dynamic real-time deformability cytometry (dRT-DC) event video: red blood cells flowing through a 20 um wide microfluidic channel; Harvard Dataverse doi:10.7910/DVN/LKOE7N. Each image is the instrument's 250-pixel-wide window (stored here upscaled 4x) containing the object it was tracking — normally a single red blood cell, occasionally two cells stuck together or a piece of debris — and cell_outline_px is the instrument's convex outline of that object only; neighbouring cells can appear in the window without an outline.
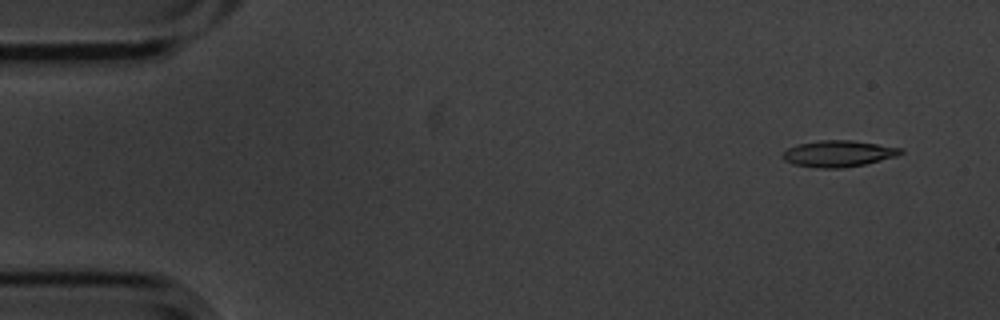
{"species": "common noctule bat (a hibernating species)", "species_latin": "Nyctalus noctula", "temperature_condition": "cold", "stored_images_in_passage": 9, "camera_frame_rate_fps": 3000, "um_per_image_px": 0.085, "animal": {"sex": "male", "body_mass_g": 20.1, "forearm_length_mm": 53.5}, "frame": {"image": 1, "passage_image": 1, "time_ms": 0.0, "image_size_px": [1000, 320], "cell_outline_px": [[904, 152], [896, 156], [864, 164], [840, 168], [816, 168], [792, 164], [784, 160], [780, 156], [788, 148], [796, 144], [820, 140], [852, 140], [904, 148]], "centroid_in_image_um": [71.23, 13.05], "position_along_channel_um": 13.8, "area_um2": 18.21}}
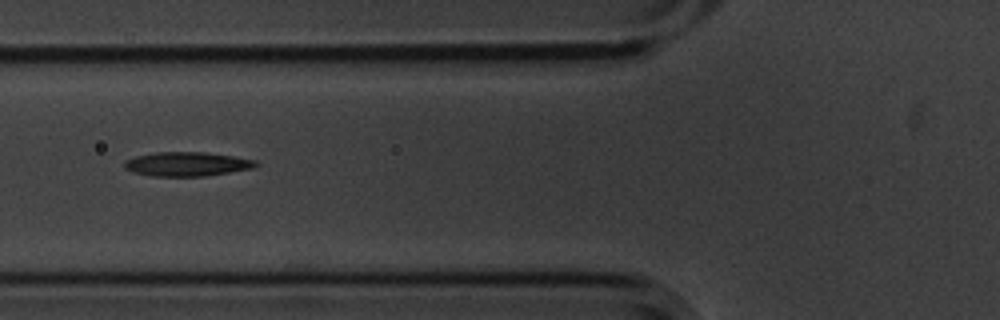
{"frame": {"image": 2, "passage_image": 6, "time_ms": 1.667, "image_size_px": [1000, 320], "cell_outline_px": [[260, 164], [252, 168], [204, 176], [148, 176], [132, 172], [124, 168], [124, 160], [136, 156], [156, 152], [204, 152], [232, 156], [256, 160]], "centroid_in_image_um": [15.85, 13.94], "position_along_channel_um": 110.0, "area_um2": 18.5}}
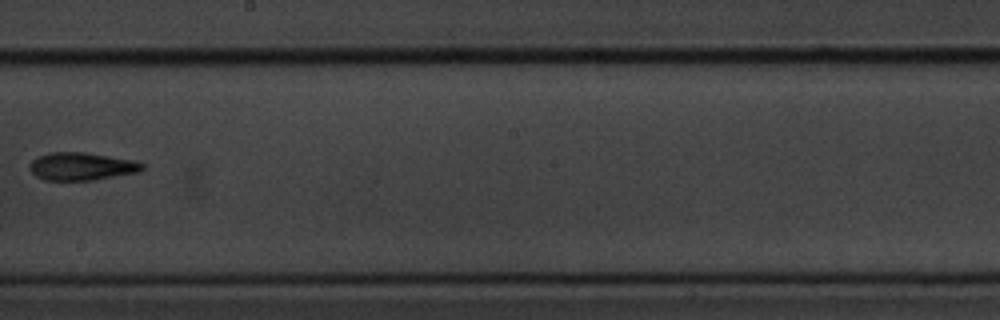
{"frame": {"image": 3, "passage_image": 9, "time_ms": 2.667, "image_size_px": [1000, 320], "cell_outline_px": [[144, 168], [140, 172], [92, 180], [44, 180], [36, 176], [28, 168], [28, 164], [36, 156], [48, 152], [84, 152], [132, 160], [144, 164]], "centroid_in_image_um": [6.88, 14.14], "position_along_channel_um": 241.3, "area_um2": 18.32}}